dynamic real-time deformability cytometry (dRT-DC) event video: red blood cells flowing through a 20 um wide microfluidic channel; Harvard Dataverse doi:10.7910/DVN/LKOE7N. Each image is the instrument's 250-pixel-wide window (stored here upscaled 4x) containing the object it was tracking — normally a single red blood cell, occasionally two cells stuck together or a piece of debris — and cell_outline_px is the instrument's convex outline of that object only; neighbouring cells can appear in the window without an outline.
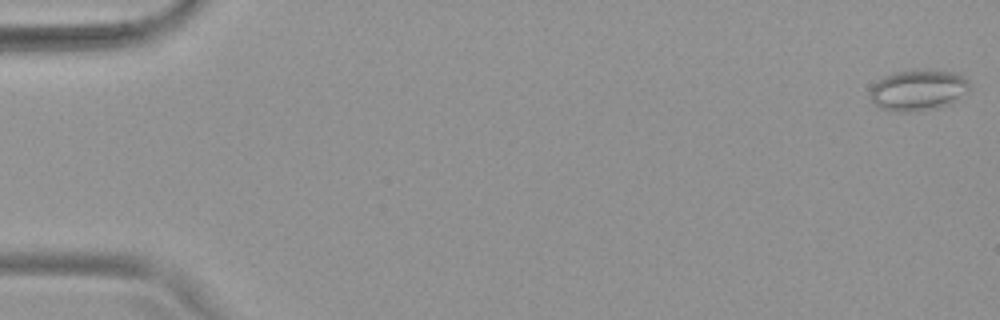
{"species": "common noctule bat (a hibernating species)", "species_latin": "Nyctalus noctula", "temperature_condition": "warm", "stored_images_in_passage": 54, "camera_frame_rate_fps": 3000, "um_per_image_px": 0.085, "animal": {"sex": "female", "body_mass_g": 19.9}, "frame": {"image": 1, "passage_image": 1, "time_ms": 0.0, "image_size_px": [1000, 320], "cell_outline_px": [[968, 92], [952, 104], [936, 108], [912, 112], [896, 112], [880, 108], [872, 100], [868, 92], [884, 76], [896, 72], [912, 68], [928, 68], [956, 72], [964, 76], [968, 80]], "centroid_in_image_um": [78.09, 7.64], "position_along_channel_um": 6.9, "area_um2": 24.33}}
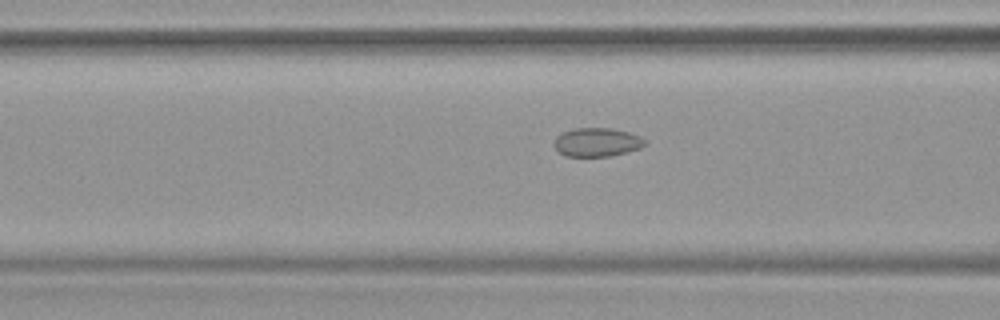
{"frame": {"image": 2, "passage_image": 22, "time_ms": 7.0, "image_size_px": [1000, 320], "cell_outline_px": [[648, 144], [640, 148], [608, 156], [564, 156], [556, 152], [552, 144], [556, 136], [564, 132], [576, 128], [612, 128], [628, 132], [640, 136]], "centroid_in_image_um": [50.69, 12.09], "position_along_channel_um": 115.9, "area_um2": 15.26}}
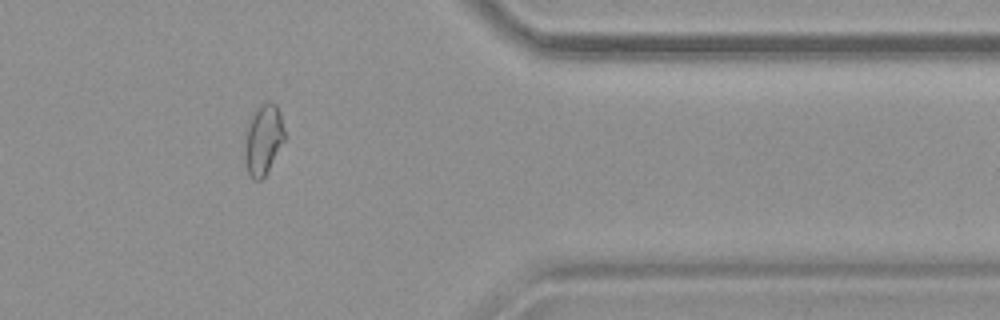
{"frame": {"image": 3, "passage_image": 45, "time_ms": 14.667, "image_size_px": [1000, 320], "cell_outline_px": [[284, 140], [264, 176], [260, 180], [252, 180], [248, 172], [244, 160], [244, 148], [248, 128], [252, 112], [260, 104], [268, 100], [276, 104], [280, 112], [284, 128]], "centroid_in_image_um": [22.37, 11.83], "position_along_channel_um": 389.0, "area_um2": 16.18}, "authors_computed_cell_mechanics": {"area_um2": 16.3574, "velocity_mm_per_s": 3.7739, "shape_relaxation_time_tau1_ms": null, "shape_relaxation_time_tau2_ms": 1.5201, "deformation_change_tau1": null, "deformation_change_tau2": 0.0524}}